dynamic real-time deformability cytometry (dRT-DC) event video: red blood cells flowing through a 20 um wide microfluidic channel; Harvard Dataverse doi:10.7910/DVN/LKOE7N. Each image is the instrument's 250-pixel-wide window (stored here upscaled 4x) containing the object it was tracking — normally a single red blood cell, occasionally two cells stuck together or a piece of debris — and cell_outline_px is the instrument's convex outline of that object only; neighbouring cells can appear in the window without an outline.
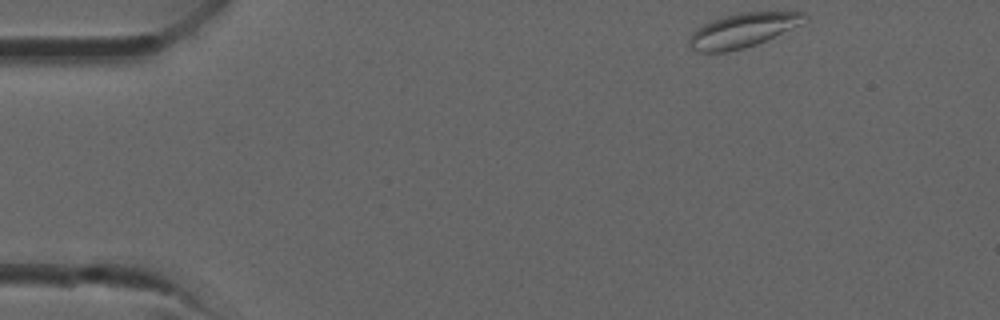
{"species": "common noctule bat (a hibernating species)", "species_latin": "Nyctalus noctula", "temperature_condition": "room temperature", "stored_images_in_passage": 17, "camera_frame_rate_fps": 3000, "um_per_image_px": 0.085, "animal": {"sex": "male", "forearm_length_mm": 52.5}, "frame": {"image": 1, "passage_image": 1, "time_ms": 0.0, "image_size_px": [1000, 320], "cell_outline_px": [[808, 20], [804, 24], [756, 44], [744, 48], [728, 52], [696, 52], [688, 44], [688, 40], [692, 32], [696, 28], [712, 20], [724, 16], [740, 12], [804, 12], [808, 16]], "centroid_in_image_um": [63.15, 2.57], "position_along_channel_um": 21.8, "area_um2": 23.18}}
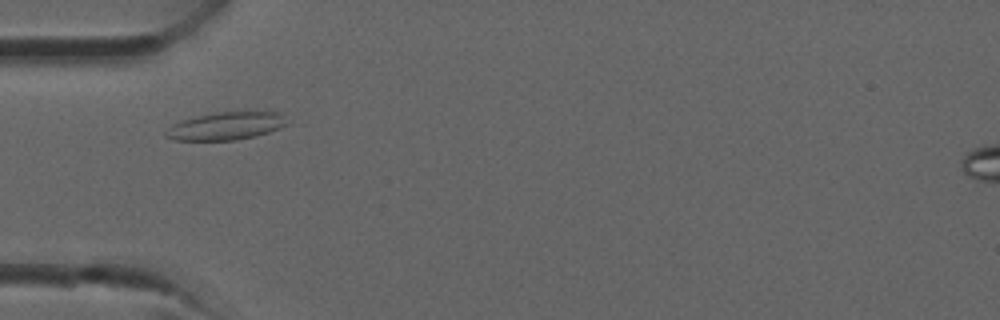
{"frame": {"image": 2, "passage_image": 8, "time_ms": 2.333, "image_size_px": [1000, 320], "cell_outline_px": [[288, 124], [280, 128], [256, 136], [236, 140], [176, 140], [164, 136], [164, 132], [172, 124], [180, 120], [216, 112], [280, 112]], "centroid_in_image_um": [19.18, 10.71], "position_along_channel_um": 65.8, "area_um2": 19.54}}
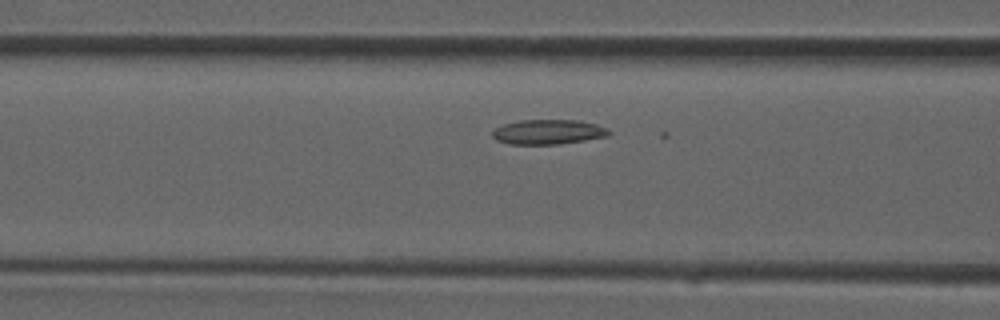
{"frame": {"image": 3, "passage_image": 11, "time_ms": 3.333, "image_size_px": [1000, 320], "cell_outline_px": [[612, 132], [608, 136], [584, 140], [556, 144], [508, 144], [496, 140], [492, 136], [492, 132], [496, 128], [504, 124], [520, 120], [576, 120], [596, 124], [608, 128]], "centroid_in_image_um": [46.6, 11.21], "position_along_channel_um": 120.0, "area_um2": 16.76}}